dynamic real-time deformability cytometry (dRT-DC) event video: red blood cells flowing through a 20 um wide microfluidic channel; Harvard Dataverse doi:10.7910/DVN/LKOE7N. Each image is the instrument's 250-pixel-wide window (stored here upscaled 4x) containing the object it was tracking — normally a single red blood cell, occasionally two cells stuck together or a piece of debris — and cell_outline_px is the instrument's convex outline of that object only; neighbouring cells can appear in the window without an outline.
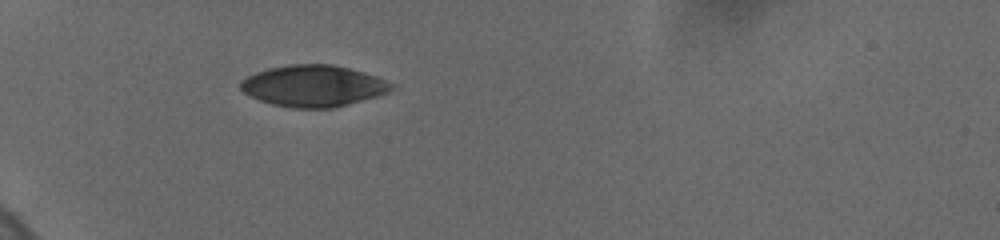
{"species": "human", "species_latin": "Homo sapiens", "temperature_condition": "cold", "stored_images_in_passage": 9, "camera_frame_rate_fps": 3000, "um_per_image_px": 0.085, "donor": {"sex": "female"}, "frame": {"image": 1, "passage_image": 1, "time_ms": 0.0, "image_size_px": [1000, 240], "cell_outline_px": [[396, 88], [388, 92], [376, 96], [336, 108], [292, 108], [272, 104], [260, 100], [244, 92], [240, 88], [240, 84], [248, 76], [256, 72], [268, 68], [288, 64], [332, 64], [364, 72], [376, 76], [392, 84]], "centroid_in_image_um": [26.65, 7.3], "position_along_channel_um": 58.3, "area_um2": 36.3}}
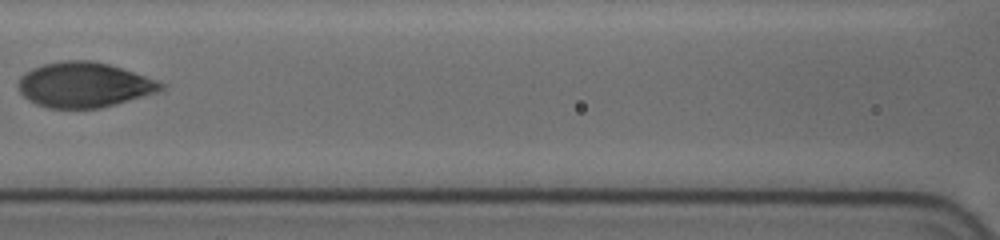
{"frame": {"image": 2, "passage_image": 6, "time_ms": 3.333, "image_size_px": [1000, 240], "cell_outline_px": [[168, 84], [164, 88], [156, 92], [116, 104], [100, 108], [48, 108], [36, 104], [28, 100], [16, 88], [20, 76], [24, 72], [32, 68], [44, 64], [64, 60], [92, 60], [108, 64]], "centroid_in_image_um": [7.1, 7.21], "position_along_channel_um": 159.5, "area_um2": 37.45}}
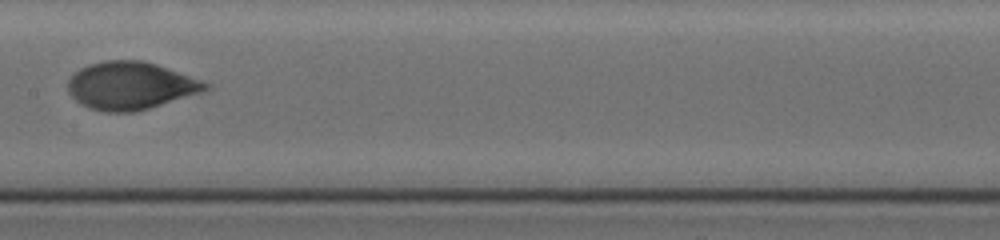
{"frame": {"image": 3, "passage_image": 8, "time_ms": 4.333, "image_size_px": [1000, 240], "cell_outline_px": [[212, 84], [208, 88], [200, 92], [148, 108], [132, 112], [104, 112], [88, 108], [76, 100], [68, 92], [68, 80], [80, 68], [88, 64], [104, 60], [144, 60], [204, 80]], "centroid_in_image_um": [11.09, 7.27], "position_along_channel_um": 196.3, "area_um2": 38.09}}